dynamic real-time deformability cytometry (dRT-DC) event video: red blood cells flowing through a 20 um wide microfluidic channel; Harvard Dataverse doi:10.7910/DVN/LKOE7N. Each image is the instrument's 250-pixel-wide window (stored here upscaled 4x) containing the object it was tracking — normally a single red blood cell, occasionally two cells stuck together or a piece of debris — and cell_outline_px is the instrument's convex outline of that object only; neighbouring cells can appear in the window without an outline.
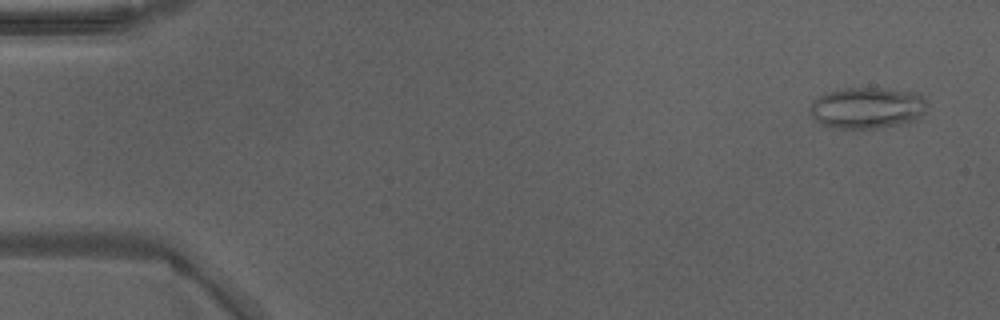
{"species": "Egyptian fruit bat (a non-hibernating species)", "species_latin": "Rousettus aegyptiacus", "temperature_condition": "warm", "stored_images_in_passage": 49, "camera_frame_rate_fps": 3000, "um_per_image_px": 0.085, "animal": {"sex": "male"}, "frame": {"image": 1, "passage_image": 3, "time_ms": 0.667, "image_size_px": [1000, 320], "cell_outline_px": [[924, 112], [920, 116], [908, 124], [876, 128], [836, 128], [824, 124], [816, 120], [812, 116], [808, 108], [824, 92], [844, 88], [884, 88], [916, 92], [924, 96]], "centroid_in_image_um": [73.72, 9.16], "position_along_channel_um": 11.3, "area_um2": 28.21}}
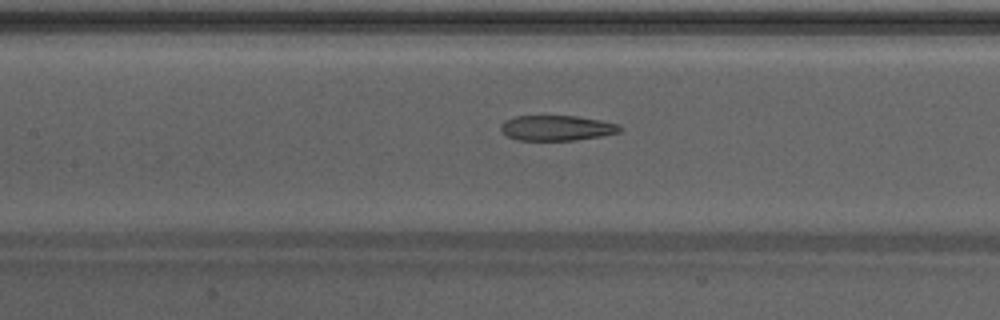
{"frame": {"image": 2, "passage_image": 23, "time_ms": 7.333, "image_size_px": [1000, 320], "cell_outline_px": [[620, 132], [600, 136], [576, 140], [516, 140], [508, 136], [500, 128], [500, 124], [504, 120], [516, 116], [576, 116], [600, 120], [620, 124]], "centroid_in_image_um": [47.31, 10.87], "position_along_channel_um": 160.1, "area_um2": 17.46}}
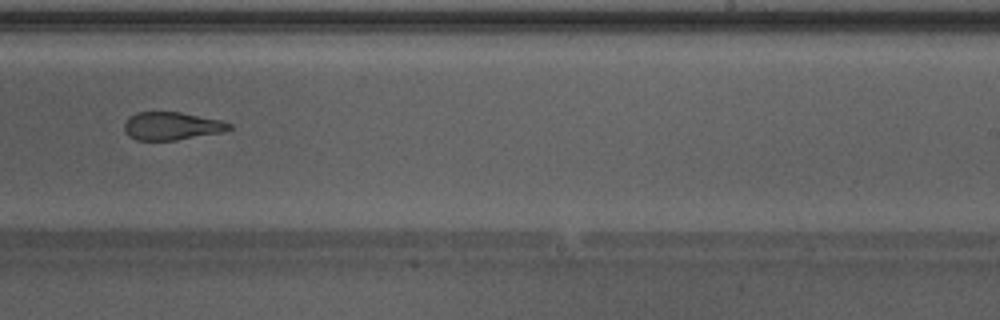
{"frame": {"image": 3, "passage_image": 31, "time_ms": 10.0, "image_size_px": [1000, 320], "cell_outline_px": [[232, 128], [224, 132], [176, 140], [136, 140], [128, 136], [124, 128], [124, 124], [128, 116], [136, 112], [180, 112], [220, 120], [232, 124]], "centroid_in_image_um": [14.58, 10.71], "position_along_channel_um": 274.4, "area_um2": 17.17}, "authors_computed_cell_mechanics": {"area_um2": 20.4612, "velocity_mm_per_s": 4.3056, "shape_relaxation_time_tau1_ms": null, "shape_relaxation_time_tau2_ms": 2.2226, "deformation_change_tau1": null, "deformation_change_tau2": 0.1094}}